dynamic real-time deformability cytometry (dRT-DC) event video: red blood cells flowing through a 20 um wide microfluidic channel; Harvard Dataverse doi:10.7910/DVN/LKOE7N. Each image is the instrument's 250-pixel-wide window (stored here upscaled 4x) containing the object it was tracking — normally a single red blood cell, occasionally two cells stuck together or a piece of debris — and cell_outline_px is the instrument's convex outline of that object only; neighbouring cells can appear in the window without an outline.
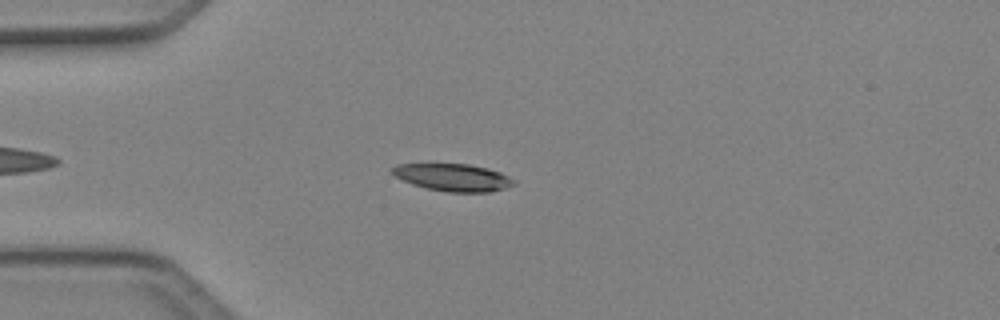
{"species": "Egyptian fruit bat (a non-hibernating species)", "species_latin": "Rousettus aegyptiacus", "temperature_condition": "cold", "stored_images_in_passage": 4, "camera_frame_rate_fps": 3000, "um_per_image_px": 0.085, "animal": {"sex": "female"}, "frame": {"image": 1, "passage_image": 4, "time_ms": 1.0, "image_size_px": [1000, 320], "cell_outline_px": [[516, 184], [504, 188], [488, 192], [448, 192], [428, 188], [412, 184], [388, 172], [388, 168], [396, 164], [468, 164], [488, 168], [500, 172], [516, 180]], "centroid_in_image_um": [38.48, 15.07], "position_along_channel_um": 46.5, "area_um2": 19.42}}